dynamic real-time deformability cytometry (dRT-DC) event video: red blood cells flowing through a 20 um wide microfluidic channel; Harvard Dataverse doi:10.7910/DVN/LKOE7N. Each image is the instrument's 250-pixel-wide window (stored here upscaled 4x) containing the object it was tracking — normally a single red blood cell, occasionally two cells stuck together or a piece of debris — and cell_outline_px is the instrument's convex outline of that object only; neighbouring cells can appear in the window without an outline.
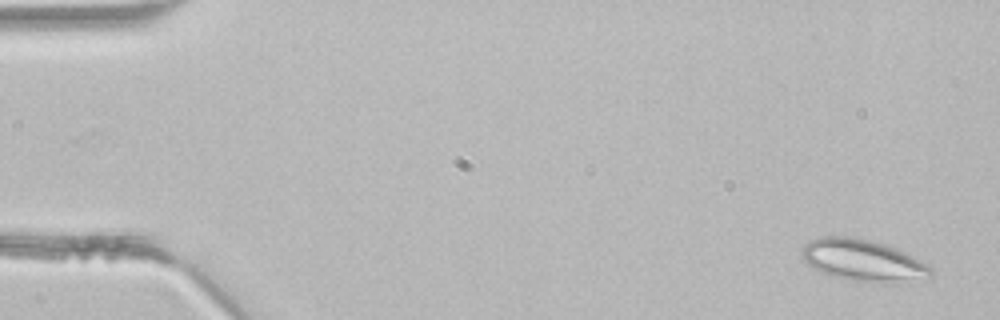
{"species": "common noctule bat (a hibernating species)", "species_latin": "Nyctalus noctula", "temperature_condition": "room temperature", "stored_images_in_passage": 3, "camera_frame_rate_fps": 3000, "um_per_image_px": 0.085, "animal": {"sex": "male", "body_mass_g": 21.5, "forearm_length_mm": 52.0}, "frame": {"image": 1, "passage_image": 1, "time_ms": 0.0, "image_size_px": [1000, 320], "cell_outline_px": [[932, 276], [908, 284], [880, 284], [848, 280], [820, 272], [808, 264], [800, 256], [800, 252], [804, 244], [808, 240], [820, 236], [852, 236], [872, 240], [896, 248], [928, 264], [932, 268]], "centroid_in_image_um": [73.38, 22.16], "position_along_channel_um": 11.6, "area_um2": 32.37}}